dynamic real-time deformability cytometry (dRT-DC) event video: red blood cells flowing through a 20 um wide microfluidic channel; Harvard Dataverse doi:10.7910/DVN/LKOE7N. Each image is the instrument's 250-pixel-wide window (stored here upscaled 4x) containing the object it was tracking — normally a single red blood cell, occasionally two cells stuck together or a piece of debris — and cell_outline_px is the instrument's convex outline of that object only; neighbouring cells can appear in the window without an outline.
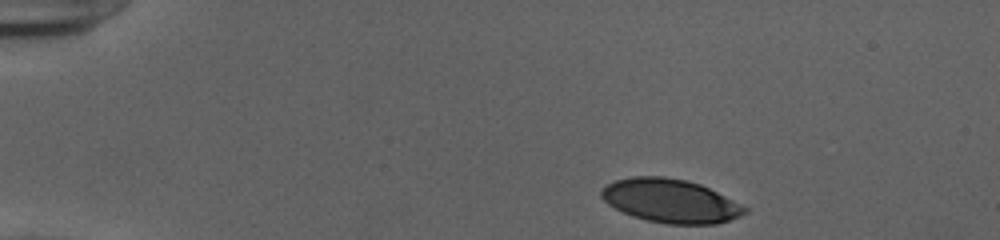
{"species": "human", "species_latin": "Homo sapiens", "temperature_condition": "cold", "stored_images_in_passage": 38, "camera_frame_rate_fps": 3000, "um_per_image_px": 0.085, "donor": {"sex": "female"}, "frame": {"image": 1, "passage_image": 1, "time_ms": 0.0, "image_size_px": [1000, 240], "cell_outline_px": [[748, 212], [740, 216], [716, 224], [668, 224], [648, 220], [632, 216], [608, 204], [600, 196], [600, 192], [608, 184], [616, 180], [632, 176], [664, 176], [684, 180], [700, 184], [748, 208]], "centroid_in_image_um": [56.98, 17.07], "position_along_channel_um": 28.0, "area_um2": 36.07}}
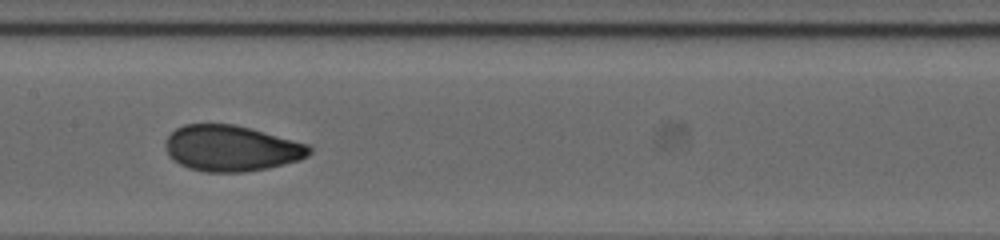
{"frame": {"image": 2, "passage_image": 20, "time_ms": 6.333, "image_size_px": [1000, 240], "cell_outline_px": [[312, 152], [308, 156], [300, 160], [268, 168], [244, 172], [208, 172], [188, 168], [172, 160], [168, 156], [164, 144], [168, 136], [176, 128], [184, 124], [232, 124], [312, 144]], "centroid_in_image_um": [19.68, 12.61], "position_along_channel_um": 187.7, "area_um2": 38.73}}
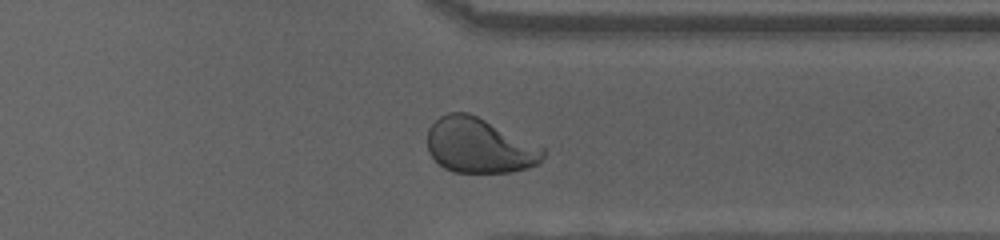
{"frame": {"image": 3, "passage_image": 34, "time_ms": 11.0, "image_size_px": [1000, 240], "cell_outline_px": [[544, 156], [536, 164], [528, 168], [512, 172], [452, 172], [444, 168], [428, 152], [428, 128], [440, 116], [448, 112], [468, 112], [544, 148]], "centroid_in_image_um": [40.71, 12.38], "position_along_channel_um": 370.7, "area_um2": 36.65}, "authors_computed_cell_mechanics": {"area_um2": 38.437, "velocity_mm_per_s": 3.9315, "shape_relaxation_time_tau1_ms": 5.584, "shape_relaxation_time_tau2_ms": null, "deformation_change_tau1": 0.1894, "deformation_change_tau2": null}}